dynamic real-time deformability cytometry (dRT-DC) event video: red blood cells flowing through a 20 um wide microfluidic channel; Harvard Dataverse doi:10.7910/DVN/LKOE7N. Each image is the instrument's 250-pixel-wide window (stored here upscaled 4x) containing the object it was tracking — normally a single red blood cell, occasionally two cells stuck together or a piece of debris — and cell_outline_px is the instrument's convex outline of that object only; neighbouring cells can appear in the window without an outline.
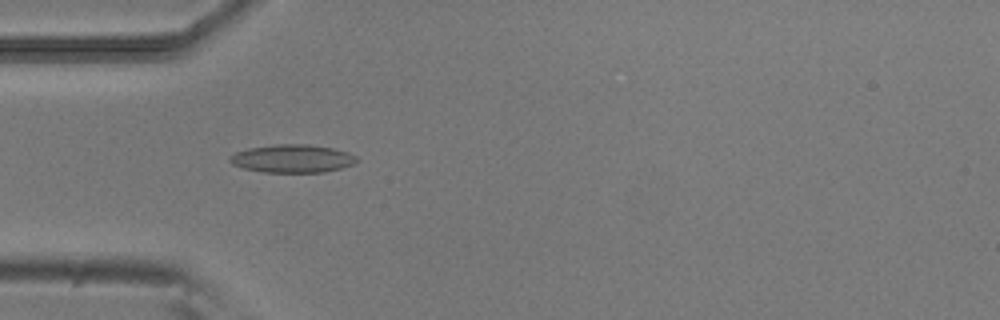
{"species": "common noctule bat (a hibernating species)", "species_latin": "Nyctalus noctula", "temperature_condition": "room temperature", "stored_images_in_passage": 39, "camera_frame_rate_fps": 3000, "um_per_image_px": 0.085, "animal": {"sex": "male", "body_mass_g": 20.5, "forearm_length_mm": 52.5}, "frame": {"image": 1, "passage_image": 7, "time_ms": 2.0, "image_size_px": [1000, 320], "cell_outline_px": [[360, 160], [352, 164], [340, 168], [324, 172], [264, 172], [244, 168], [232, 164], [228, 160], [228, 156], [236, 152], [248, 148], [276, 144], [308, 144], [332, 148], [348, 152], [356, 156]], "centroid_in_image_um": [24.84, 13.47], "position_along_channel_um": 60.2, "area_um2": 20.75}}
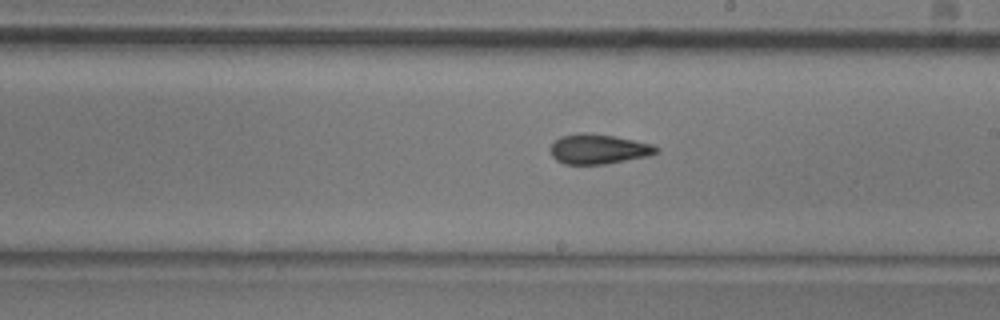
{"frame": {"image": 2, "passage_image": 21, "time_ms": 6.667, "image_size_px": [1000, 320], "cell_outline_px": [[660, 152], [648, 156], [604, 164], [564, 164], [556, 160], [552, 156], [552, 144], [560, 136], [580, 132], [588, 132], [616, 136], [652, 144], [660, 148]], "centroid_in_image_um": [50.9, 12.66], "position_along_channel_um": 238.1, "area_um2": 18.5}}
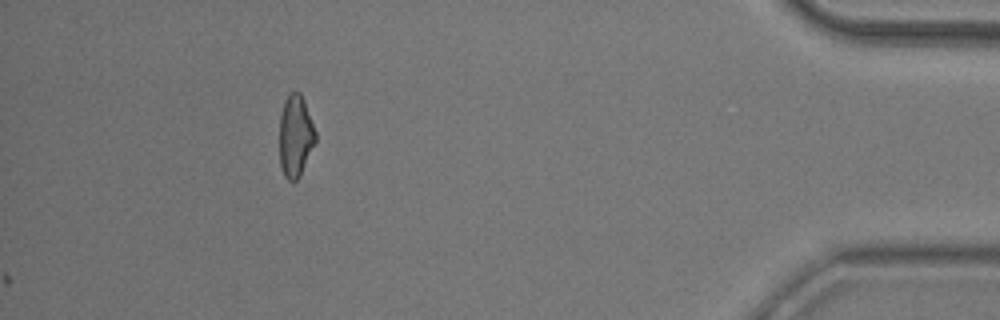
{"frame": {"image": 3, "passage_image": 39, "time_ms": 12.667, "image_size_px": [1000, 320], "cell_outline_px": [[316, 140], [300, 176], [296, 180], [288, 180], [284, 176], [280, 164], [280, 116], [284, 100], [292, 92], [300, 92], [304, 100], [316, 132]], "centroid_in_image_um": [25.11, 11.56], "position_along_channel_um": 410.1, "area_um2": 17.05}, "authors_computed_cell_mechanics": {"area_um2": 18.207, "velocity_mm_per_s": 3.8284, "shape_relaxation_time_tau1_ms": null, "shape_relaxation_time_tau2_ms": 3.1341, "deformation_change_tau1": null, "deformation_change_tau2": 0.1219}}